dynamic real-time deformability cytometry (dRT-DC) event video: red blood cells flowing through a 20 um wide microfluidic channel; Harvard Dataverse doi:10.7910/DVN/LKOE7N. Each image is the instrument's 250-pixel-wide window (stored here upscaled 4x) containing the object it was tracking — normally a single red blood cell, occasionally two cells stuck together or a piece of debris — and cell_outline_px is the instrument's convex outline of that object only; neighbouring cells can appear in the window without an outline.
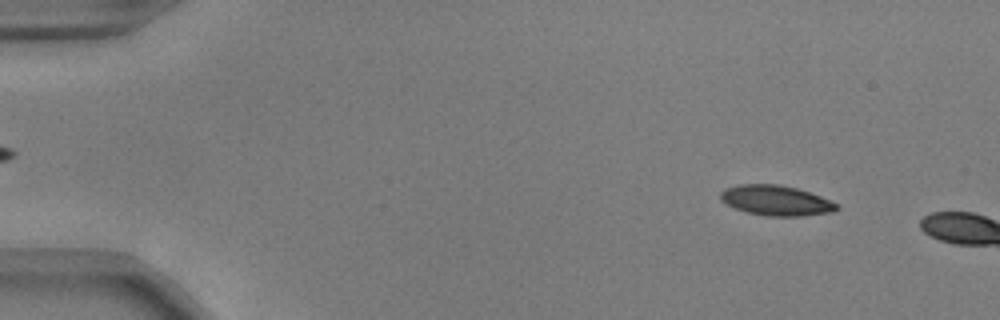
{"species": "common noctule bat (a hibernating species)", "species_latin": "Nyctalus noctula", "temperature_condition": "warm", "stored_images_in_passage": 7, "camera_frame_rate_fps": 3000, "um_per_image_px": 0.085, "animal": {"sex": "male", "body_mass_g": 17.9, "forearm_length_mm": 54.2}, "frame": {"image": 1, "passage_image": 5, "time_ms": 1.333, "image_size_px": [1000, 320], "cell_outline_px": [[840, 208], [832, 212], [800, 216], [764, 216], [748, 212], [736, 208], [720, 200], [720, 192], [724, 188], [740, 184], [780, 184], [796, 188], [820, 196], [840, 204]], "centroid_in_image_um": [65.97, 17.03], "position_along_channel_um": 19.0, "area_um2": 20.46}}